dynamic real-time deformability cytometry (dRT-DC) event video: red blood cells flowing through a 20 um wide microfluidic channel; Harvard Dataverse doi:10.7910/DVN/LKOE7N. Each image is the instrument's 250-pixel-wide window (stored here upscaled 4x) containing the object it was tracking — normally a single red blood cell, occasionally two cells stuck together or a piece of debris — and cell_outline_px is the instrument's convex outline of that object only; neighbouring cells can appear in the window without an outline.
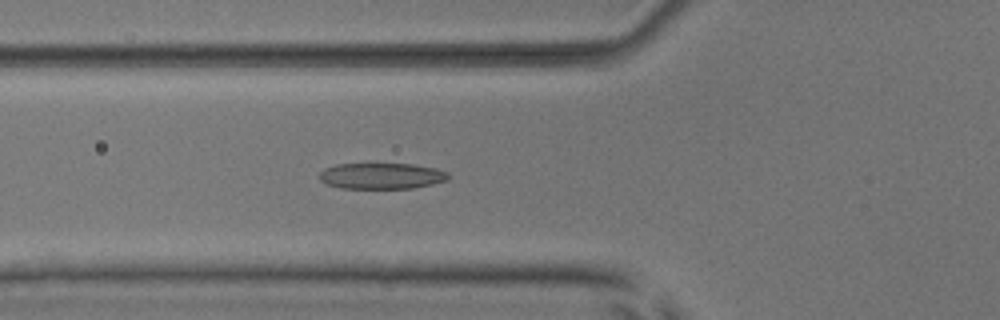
{"species": "common noctule bat (a hibernating species)", "species_latin": "Nyctalus noctula", "temperature_condition": "room temperature", "stored_images_in_passage": 53, "camera_frame_rate_fps": 3000, "um_per_image_px": 0.085, "animal": {"sex": "male", "body_mass_g": 17.9, "forearm_length_mm": 54.2}, "frame": {"image": 1, "passage_image": 20, "time_ms": 6.333, "image_size_px": [1000, 320], "cell_outline_px": [[448, 180], [432, 184], [412, 188], [344, 188], [324, 184], [320, 180], [320, 172], [324, 168], [336, 164], [368, 160], [412, 164], [436, 168], [448, 172]], "centroid_in_image_um": [32.38, 14.89], "position_along_channel_um": 93.4, "area_um2": 20.63}}
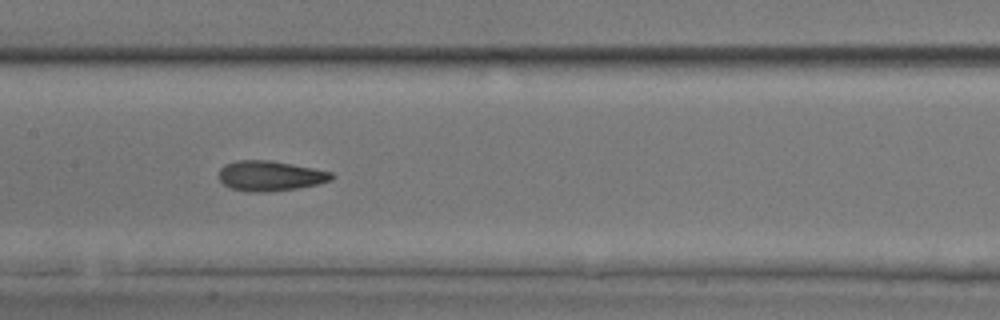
{"frame": {"image": 2, "passage_image": 27, "time_ms": 8.667, "image_size_px": [1000, 320], "cell_outline_px": [[336, 176], [332, 180], [320, 184], [296, 188], [268, 192], [248, 192], [228, 188], [220, 180], [220, 168], [224, 164], [236, 160], [268, 160], [292, 164], [332, 172]], "centroid_in_image_um": [22.97, 14.95], "position_along_channel_um": 184.4, "area_um2": 19.94}}
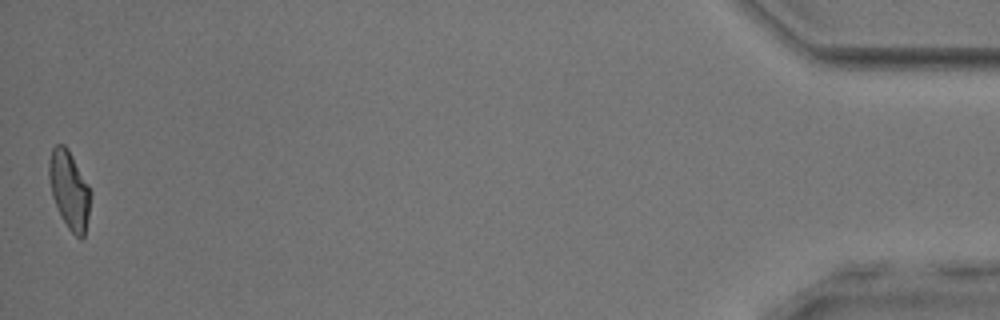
{"frame": {"image": 3, "passage_image": 53, "time_ms": 17.333, "image_size_px": [1000, 320], "cell_outline_px": [[92, 192], [88, 216], [84, 236], [80, 240], [68, 228], [60, 216], [52, 196], [48, 176], [48, 160], [52, 148], [56, 144], [64, 144], [68, 148], [88, 184]], "centroid_in_image_um": [5.88, 16.12], "position_along_channel_um": 429.3, "area_um2": 19.07}, "authors_computed_cell_mechanics": {"area_um2": 19.5942, "velocity_mm_per_s": 3.896, "shape_relaxation_time_tau1_ms": 5.9929, "shape_relaxation_time_tau2_ms": 1.5767, "deformation_change_tau1": 0.1798, "deformation_change_tau2": 0.0857}}